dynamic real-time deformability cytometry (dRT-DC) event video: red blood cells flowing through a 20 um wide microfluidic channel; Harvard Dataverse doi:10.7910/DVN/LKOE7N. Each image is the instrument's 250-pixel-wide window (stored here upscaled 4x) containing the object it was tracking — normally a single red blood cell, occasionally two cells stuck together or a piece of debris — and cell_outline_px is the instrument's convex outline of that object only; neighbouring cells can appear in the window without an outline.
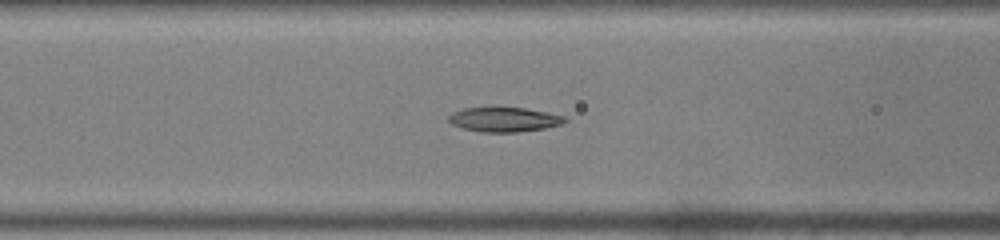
{"species": "common noctule bat (a hibernating species)", "species_latin": "Nyctalus noctula", "temperature_condition": "warm", "stored_images_in_passage": 14, "camera_frame_rate_fps": 3000, "um_per_image_px": 0.085, "animal": {"sex": "male", "body_mass_g": 19.0, "forearm_length_mm": 50.8}, "frame": {"image": 1, "passage_image": 12, "time_ms": 3.667, "image_size_px": [1000, 240], "cell_outline_px": [[568, 120], [560, 124], [544, 128], [516, 132], [480, 132], [464, 128], [452, 124], [448, 120], [448, 116], [452, 112], [464, 108], [524, 108], [548, 112], [564, 116]], "centroid_in_image_um": [42.84, 10.16], "position_along_channel_um": 123.8, "area_um2": 16.42}}